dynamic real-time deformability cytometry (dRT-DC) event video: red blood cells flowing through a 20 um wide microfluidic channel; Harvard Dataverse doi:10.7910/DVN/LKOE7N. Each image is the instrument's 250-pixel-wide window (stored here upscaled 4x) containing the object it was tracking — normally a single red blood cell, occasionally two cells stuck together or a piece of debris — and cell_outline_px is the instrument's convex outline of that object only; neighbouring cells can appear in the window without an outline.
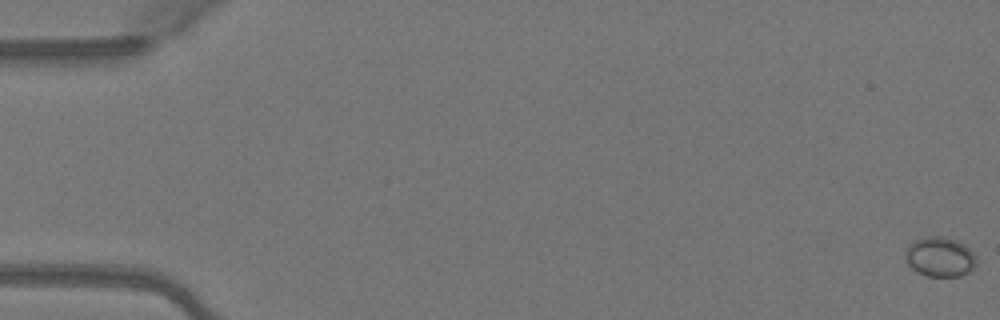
{"species": "Egyptian fruit bat (a non-hibernating species)", "species_latin": "Rousettus aegyptiacus", "temperature_condition": "warm", "stored_images_in_passage": 45, "camera_frame_rate_fps": 3000, "um_per_image_px": 0.085, "animal": {"sex": "female"}, "frame": {"image": 1, "passage_image": 1, "time_ms": 0.0, "image_size_px": [1000, 320], "cell_outline_px": [[976, 264], [968, 272], [960, 276], [928, 276], [912, 268], [908, 264], [904, 256], [904, 252], [908, 244], [916, 240], [928, 236], [944, 236], [960, 240], [976, 256]], "centroid_in_image_um": [79.89, 21.81], "position_along_channel_um": 5.1, "area_um2": 16.53}}
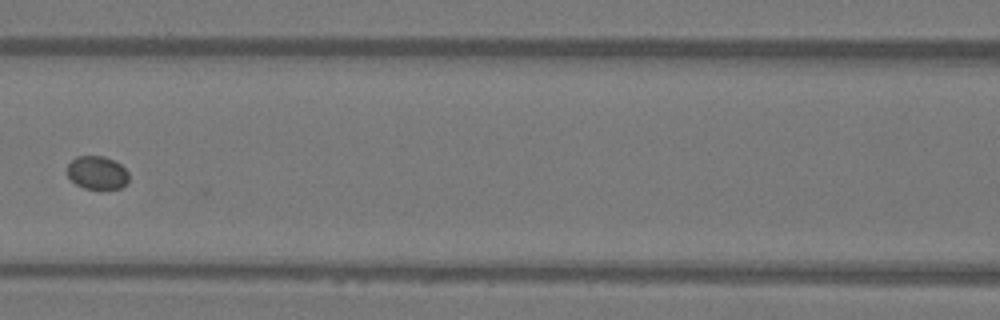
{"frame": {"image": 2, "passage_image": 24, "time_ms": 7.667, "image_size_px": [1000, 320], "cell_outline_px": [[128, 180], [120, 188], [84, 188], [76, 184], [68, 176], [68, 164], [76, 156], [104, 156], [120, 164], [128, 172]], "centroid_in_image_um": [8.25, 14.66], "position_along_channel_um": 158.4, "area_um2": 11.68}}
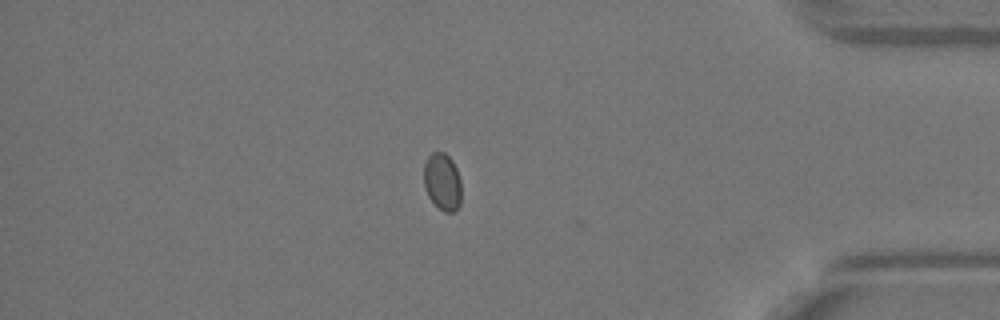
{"frame": {"image": 3, "passage_image": 44, "time_ms": 14.333, "image_size_px": [1000, 320], "cell_outline_px": [[460, 204], [452, 212], [444, 212], [428, 196], [424, 184], [424, 164], [428, 156], [432, 152], [444, 152], [452, 160], [456, 168], [460, 180]], "centroid_in_image_um": [37.59, 15.42], "position_along_channel_um": 397.6, "area_um2": 12.31}}